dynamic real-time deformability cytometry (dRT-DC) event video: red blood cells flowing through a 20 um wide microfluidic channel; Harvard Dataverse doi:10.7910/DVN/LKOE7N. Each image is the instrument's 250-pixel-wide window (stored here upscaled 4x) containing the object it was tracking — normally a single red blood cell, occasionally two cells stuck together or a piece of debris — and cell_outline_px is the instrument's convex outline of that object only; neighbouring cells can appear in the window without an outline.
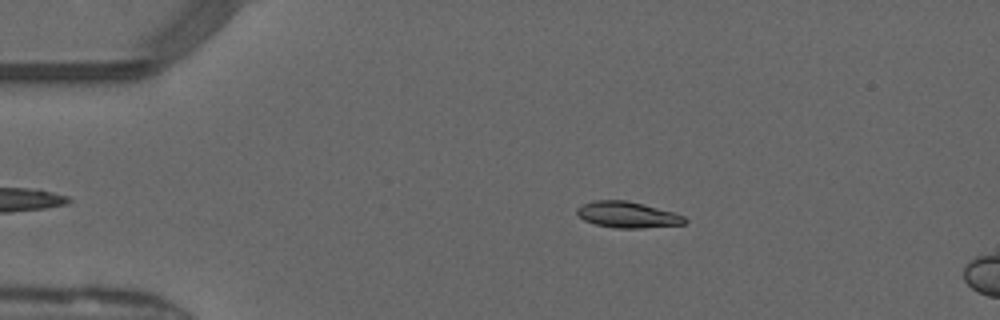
{"species": "common noctule bat (a hibernating species)", "species_latin": "Nyctalus noctula", "temperature_condition": "warm", "stored_images_in_passage": 6, "camera_frame_rate_fps": 3000, "um_per_image_px": 0.085, "animal": {"sex": "male", "forearm_length_mm": 52.5}, "frame": {"image": 1, "passage_image": 4, "time_ms": 1.0, "image_size_px": [1000, 320], "cell_outline_px": [[688, 220], [684, 224], [640, 228], [616, 228], [596, 224], [584, 220], [576, 212], [576, 208], [592, 200], [628, 200], [672, 212], [684, 216]], "centroid_in_image_um": [53.33, 18.25], "position_along_channel_um": 31.7, "area_um2": 16.24}}